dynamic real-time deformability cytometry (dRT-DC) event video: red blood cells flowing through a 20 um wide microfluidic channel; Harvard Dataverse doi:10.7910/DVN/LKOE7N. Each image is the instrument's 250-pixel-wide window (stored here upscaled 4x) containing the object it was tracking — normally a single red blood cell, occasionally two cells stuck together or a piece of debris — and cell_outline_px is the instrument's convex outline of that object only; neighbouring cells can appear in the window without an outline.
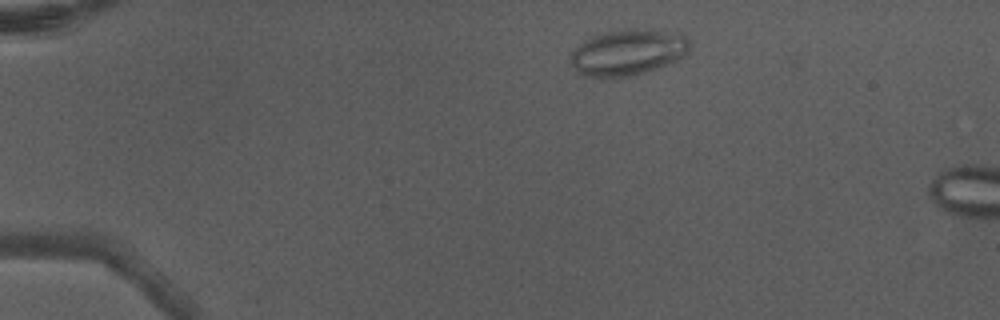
{"species": "Egyptian fruit bat (a non-hibernating species)", "species_latin": "Rousettus aegyptiacus", "temperature_condition": "warm", "stored_images_in_passage": 4, "camera_frame_rate_fps": 3000, "um_per_image_px": 0.085, "animal": {"sex": "male"}, "frame": {"image": 1, "passage_image": 2, "time_ms": 0.333, "image_size_px": [1000, 320], "cell_outline_px": [[688, 52], [684, 56], [660, 68], [636, 76], [604, 80], [580, 76], [572, 64], [568, 56], [584, 40], [604, 32], [660, 32], [684, 36], [688, 40]], "centroid_in_image_um": [53.26, 4.58], "position_along_channel_um": 31.7, "area_um2": 31.44}}